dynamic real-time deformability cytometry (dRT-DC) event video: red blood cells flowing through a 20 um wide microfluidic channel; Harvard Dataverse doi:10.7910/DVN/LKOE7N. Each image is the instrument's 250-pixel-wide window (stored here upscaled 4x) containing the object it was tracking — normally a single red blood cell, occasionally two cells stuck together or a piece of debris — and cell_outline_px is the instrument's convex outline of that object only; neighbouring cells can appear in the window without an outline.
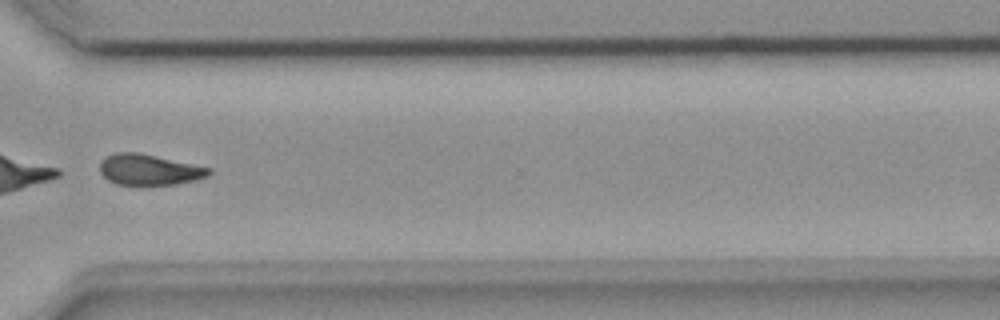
{"species": "common noctule bat (a hibernating species)", "species_latin": "Nyctalus noctula", "temperature_condition": "room temperature", "stored_images_in_passage": 51, "camera_frame_rate_fps": 3000, "um_per_image_px": 0.085, "animal": {"sex": "female", "body_mass_g": 18.4}, "frame": {"image": 1, "passage_image": 39, "time_ms": 12.667, "image_size_px": [1000, 320], "cell_outline_px": [[212, 172], [208, 176], [196, 180], [176, 184], [116, 184], [108, 180], [100, 172], [100, 160], [104, 156], [116, 152], [136, 152], [156, 156], [212, 168]], "centroid_in_image_um": [12.67, 14.41], "position_along_channel_um": 357.9, "area_um2": 19.54}}